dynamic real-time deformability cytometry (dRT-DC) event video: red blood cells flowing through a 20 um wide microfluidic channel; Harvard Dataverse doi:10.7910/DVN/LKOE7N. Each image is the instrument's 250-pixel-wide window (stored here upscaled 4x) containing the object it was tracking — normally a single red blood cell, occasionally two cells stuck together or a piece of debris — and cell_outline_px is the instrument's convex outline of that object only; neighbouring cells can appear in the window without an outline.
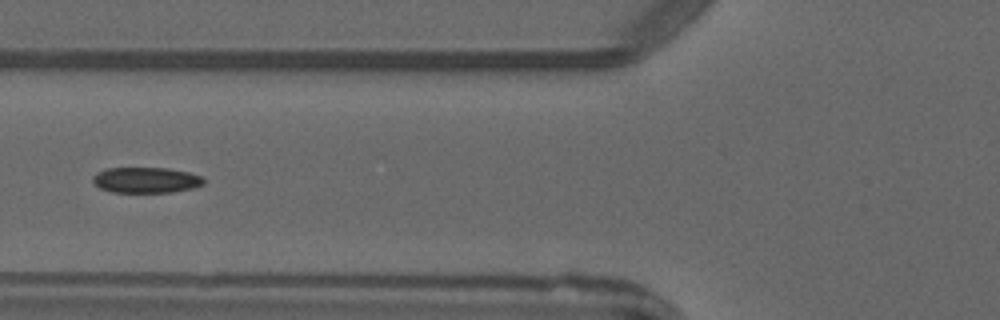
{"species": "common noctule bat (a hibernating species)", "species_latin": "Nyctalus noctula", "temperature_condition": "warm", "stored_images_in_passage": 3, "camera_frame_rate_fps": 3000, "um_per_image_px": 0.085, "animal": {"sex": "male", "forearm_length_mm": 52.5}, "frame": {"image": 1, "passage_image": 3, "time_ms": 2.333, "image_size_px": [1000, 320], "cell_outline_px": [[204, 184], [192, 188], [172, 192], [112, 192], [100, 188], [92, 180], [92, 176], [96, 172], [104, 168], [168, 168], [188, 172], [200, 176], [204, 180]], "centroid_in_image_um": [12.38, 15.3], "position_along_channel_um": 113.4, "area_um2": 16.59}}